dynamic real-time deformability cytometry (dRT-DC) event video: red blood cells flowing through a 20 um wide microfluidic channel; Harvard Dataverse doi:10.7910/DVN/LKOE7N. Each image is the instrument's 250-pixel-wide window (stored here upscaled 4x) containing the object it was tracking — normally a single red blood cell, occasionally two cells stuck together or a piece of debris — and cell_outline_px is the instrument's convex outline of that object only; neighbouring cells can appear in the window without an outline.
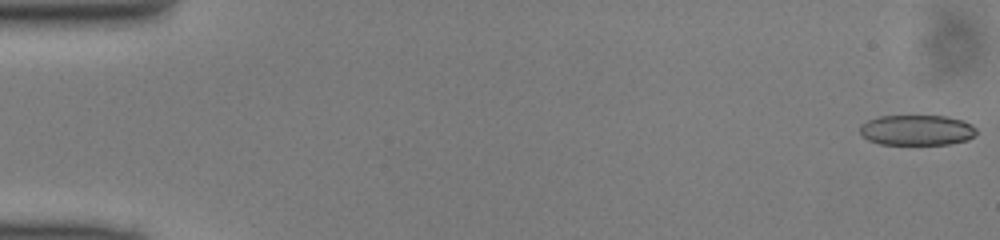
{"species": "common noctule bat (a hibernating species)", "species_latin": "Nyctalus noctula", "temperature_condition": "cold", "stored_images_in_passage": 49, "camera_frame_rate_fps": 3000, "um_per_image_px": 0.085, "animal": {"sex": "male", "body_mass_g": 13.0, "forearm_length_mm": 53.1}, "frame": {"image": 1, "passage_image": 1, "time_ms": 0.0, "image_size_px": [1000, 240], "cell_outline_px": [[976, 136], [968, 140], [948, 144], [880, 144], [868, 140], [860, 136], [860, 124], [868, 120], [880, 116], [948, 116], [964, 120], [972, 124], [976, 128]], "centroid_in_image_um": [77.95, 11.06], "position_along_channel_um": 7.1, "area_um2": 20.92}}
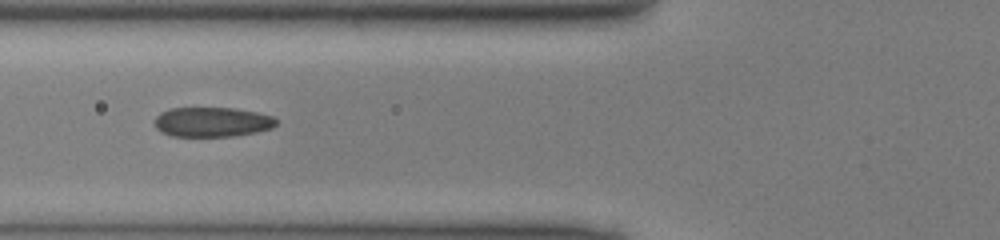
{"frame": {"image": 2, "passage_image": 19, "time_ms": 6.0, "image_size_px": [1000, 240], "cell_outline_px": [[276, 124], [272, 128], [256, 132], [232, 136], [172, 136], [160, 132], [156, 128], [156, 116], [160, 112], [168, 108], [236, 108], [256, 112], [272, 116], [276, 120]], "centroid_in_image_um": [18.01, 10.36], "position_along_channel_um": 107.8, "area_um2": 21.04}}
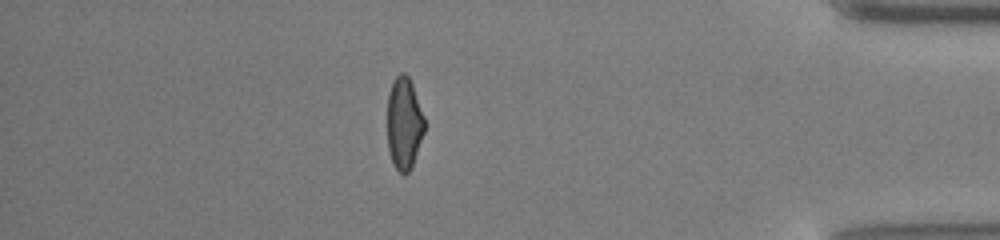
{"frame": {"image": 3, "passage_image": 43, "time_ms": 14.0, "image_size_px": [1000, 240], "cell_outline_px": [[424, 132], [412, 164], [408, 172], [400, 172], [396, 168], [392, 160], [388, 148], [388, 92], [392, 80], [400, 72], [404, 72], [408, 76], [412, 84], [424, 116]], "centroid_in_image_um": [34.34, 10.41], "position_along_channel_um": 400.9, "area_um2": 19.65}}